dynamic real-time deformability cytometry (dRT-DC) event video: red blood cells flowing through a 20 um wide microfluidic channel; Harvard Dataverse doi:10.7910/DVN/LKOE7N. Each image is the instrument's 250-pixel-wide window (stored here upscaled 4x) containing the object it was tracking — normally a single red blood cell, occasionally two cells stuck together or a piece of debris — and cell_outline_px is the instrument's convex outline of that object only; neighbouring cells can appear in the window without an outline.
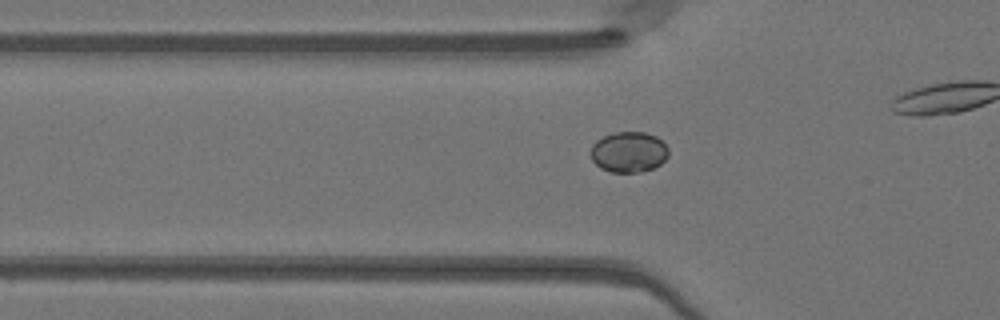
{"species": "Egyptian fruit bat (a non-hibernating species)", "species_latin": "Rousettus aegyptiacus", "temperature_condition": "warm", "stored_images_in_passage": 34, "camera_frame_rate_fps": 3000, "um_per_image_px": 0.085, "animal": {"sex": "female"}, "frame": {"image": 1, "passage_image": 11, "time_ms": 3.333, "image_size_px": [1000, 320], "cell_outline_px": [[668, 156], [660, 164], [652, 168], [640, 172], [612, 172], [600, 168], [592, 160], [592, 144], [596, 140], [604, 136], [616, 132], [644, 132], [656, 136], [668, 148]], "centroid_in_image_um": [53.44, 12.92], "position_along_channel_um": 72.4, "area_um2": 18.26}}
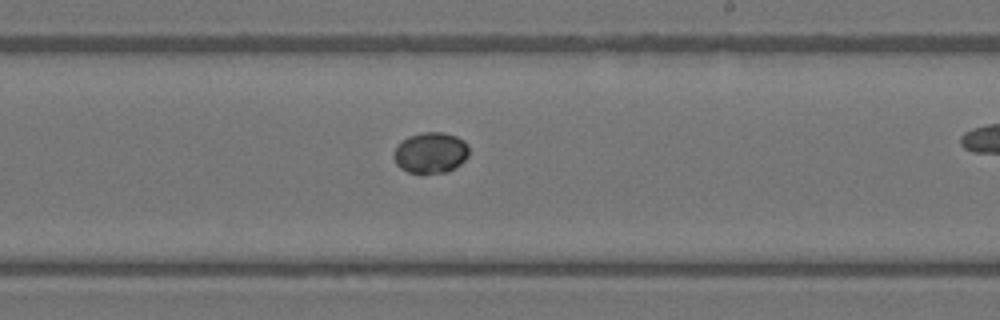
{"frame": {"image": 2, "passage_image": 24, "time_ms": 7.667, "image_size_px": [1000, 320], "cell_outline_px": [[468, 156], [456, 168], [448, 172], [408, 172], [400, 168], [396, 164], [392, 156], [396, 148], [408, 136], [424, 132], [444, 132], [456, 136], [464, 140], [468, 144]], "centroid_in_image_um": [36.62, 12.97], "position_along_channel_um": 252.4, "area_um2": 17.86}}
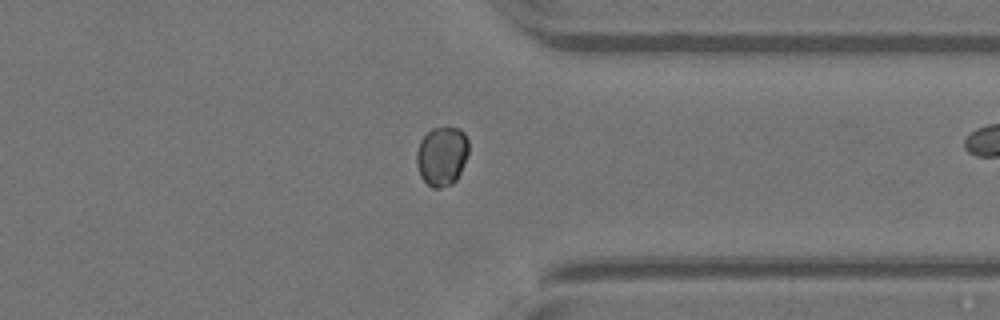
{"frame": {"image": 3, "passage_image": 33, "time_ms": 10.667, "image_size_px": [1000, 320], "cell_outline_px": [[468, 152], [460, 172], [456, 180], [452, 184], [440, 188], [432, 188], [420, 176], [416, 164], [416, 152], [420, 140], [432, 128], [460, 128], [464, 132], [468, 140]], "centroid_in_image_um": [37.54, 13.27], "position_along_channel_um": 373.9, "area_um2": 17.98}}